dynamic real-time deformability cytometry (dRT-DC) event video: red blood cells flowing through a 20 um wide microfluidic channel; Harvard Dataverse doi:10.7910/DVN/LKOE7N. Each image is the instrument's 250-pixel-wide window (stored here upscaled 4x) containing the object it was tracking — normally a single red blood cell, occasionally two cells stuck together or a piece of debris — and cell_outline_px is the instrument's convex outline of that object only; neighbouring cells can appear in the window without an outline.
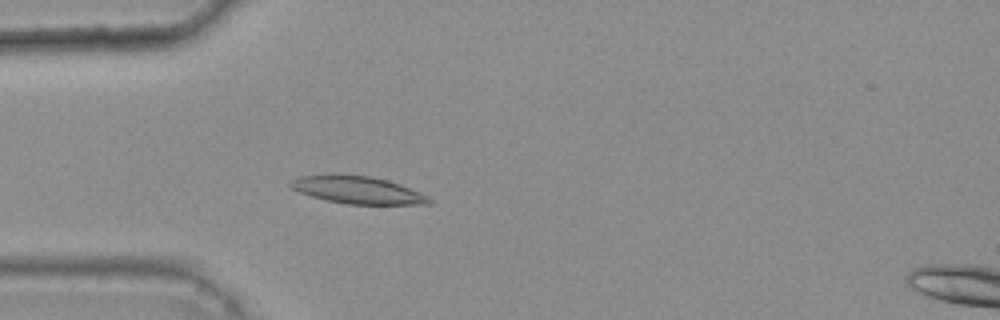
{"species": "common noctule bat (a hibernating species)", "species_latin": "Nyctalus noctula", "temperature_condition": "warm", "stored_images_in_passage": 37, "camera_frame_rate_fps": 3000, "um_per_image_px": 0.085, "animal": {"sex": "female", "body_mass_g": 25.1}, "frame": {"image": 1, "passage_image": 7, "time_ms": 2.0, "image_size_px": [1000, 320], "cell_outline_px": [[432, 204], [344, 204], [312, 196], [300, 192], [292, 188], [288, 184], [292, 180], [300, 176], [332, 172], [336, 172], [372, 176], [388, 180], [400, 184], [428, 196], [432, 200]], "centroid_in_image_um": [30.36, 16.11], "position_along_channel_um": 54.6, "area_um2": 22.6}}
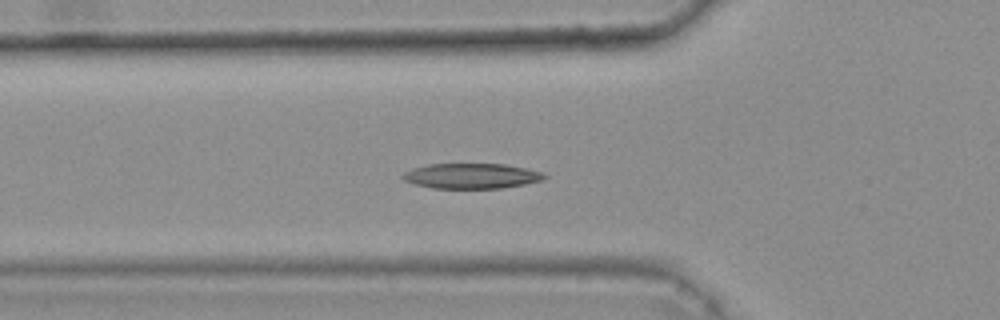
{"frame": {"image": 2, "passage_image": 10, "time_ms": 3.0, "image_size_px": [1000, 320], "cell_outline_px": [[548, 176], [540, 180], [524, 184], [500, 188], [432, 188], [416, 184], [404, 180], [400, 176], [404, 172], [412, 168], [428, 164], [504, 164], [544, 172]], "centroid_in_image_um": [40.05, 14.95], "position_along_channel_um": 85.8, "area_um2": 20.69}}
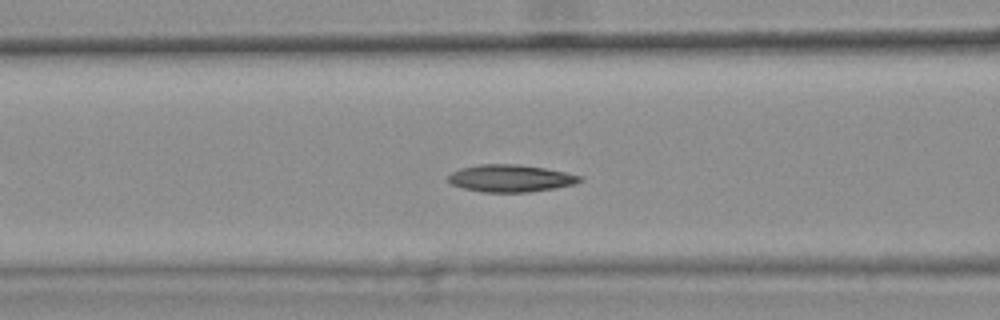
{"frame": {"image": 3, "passage_image": 13, "time_ms": 4.0, "image_size_px": [1000, 320], "cell_outline_px": [[584, 180], [572, 184], [552, 188], [528, 192], [484, 192], [464, 188], [452, 184], [448, 180], [448, 176], [452, 172], [460, 168], [480, 164], [520, 164], [544, 168], [584, 176]], "centroid_in_image_um": [43.4, 15.14], "position_along_channel_um": 123.2, "area_um2": 20.75}, "authors_computed_cell_mechanics": {"area_um2": 20.5768, "velocity_mm_per_s": 3.7134, "shape_relaxation_time_tau1_ms": 9.7184, "shape_relaxation_time_tau2_ms": 8.1857, "deformation_change_tau1": 0.2118, "deformation_change_tau2": 0.1298}}